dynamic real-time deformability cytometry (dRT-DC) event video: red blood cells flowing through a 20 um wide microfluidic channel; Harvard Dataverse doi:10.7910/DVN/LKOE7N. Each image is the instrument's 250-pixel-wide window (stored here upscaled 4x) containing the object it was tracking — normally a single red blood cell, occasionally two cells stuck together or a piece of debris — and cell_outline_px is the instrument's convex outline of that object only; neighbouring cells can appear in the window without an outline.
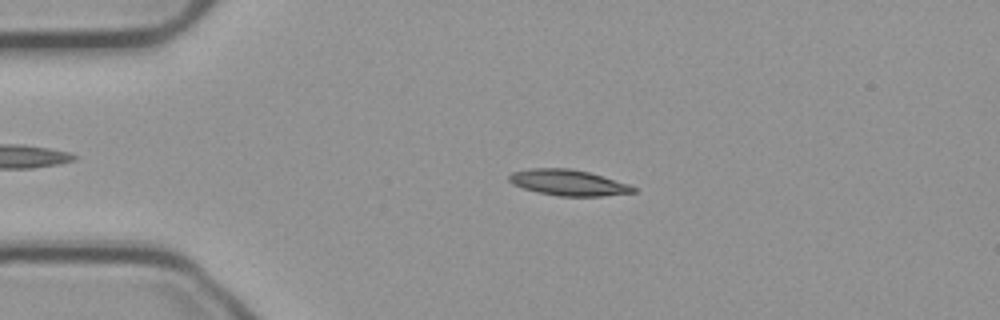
{"species": "common noctule bat (a hibernating species)", "species_latin": "Nyctalus noctula", "temperature_condition": "cold", "stored_images_in_passage": 54, "camera_frame_rate_fps": 3000, "um_per_image_px": 0.085, "animal": {"sex": "male", "body_mass_g": 23.1, "forearm_length_mm": 52.7}, "frame": {"image": 1, "passage_image": 11, "time_ms": 3.333, "image_size_px": [1000, 320], "cell_outline_px": [[636, 192], [600, 196], [560, 196], [536, 192], [512, 184], [508, 180], [508, 176], [512, 172], [528, 168], [572, 168], [588, 172], [628, 184], [636, 188]], "centroid_in_image_um": [48.26, 15.52], "position_along_channel_um": 36.7, "area_um2": 18.67}}
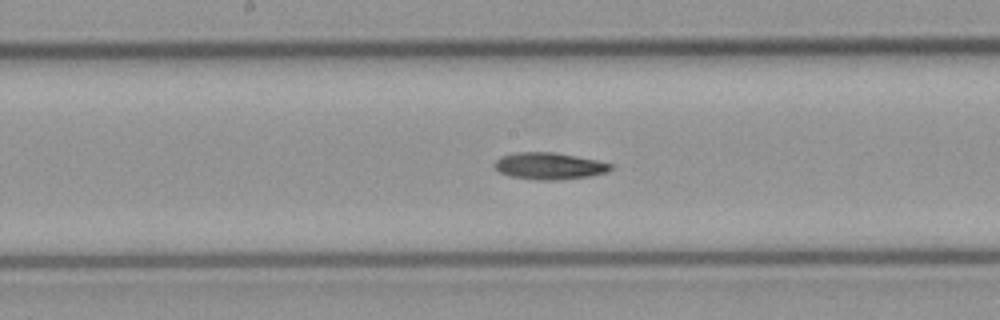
{"frame": {"image": 2, "passage_image": 27, "time_ms": 8.667, "image_size_px": [1000, 320], "cell_outline_px": [[616, 168], [608, 172], [588, 176], [560, 180], [536, 180], [512, 176], [500, 172], [492, 164], [500, 156], [516, 152], [552, 152], [596, 160], [612, 164]], "centroid_in_image_um": [46.7, 14.11], "position_along_channel_um": 201.5, "area_um2": 18.15}}
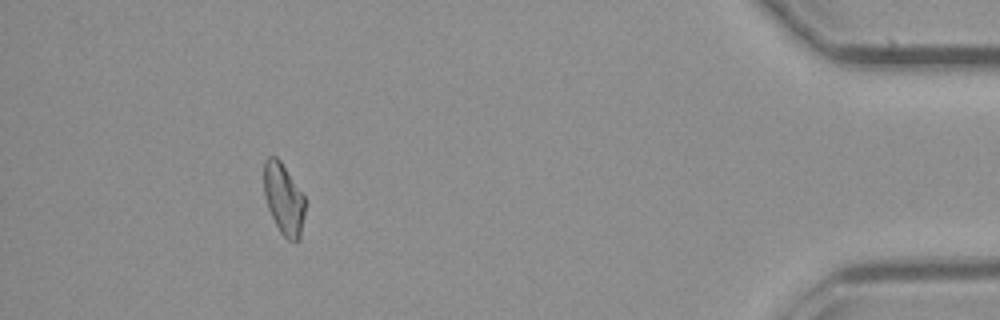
{"frame": {"image": 3, "passage_image": 49, "time_ms": 16.0, "image_size_px": [1000, 320], "cell_outline_px": [[304, 212], [300, 240], [288, 240], [280, 232], [268, 208], [264, 196], [264, 160], [268, 156], [276, 156], [280, 160], [304, 196]], "centroid_in_image_um": [24.09, 16.89], "position_along_channel_um": 411.1, "area_um2": 16.88}}